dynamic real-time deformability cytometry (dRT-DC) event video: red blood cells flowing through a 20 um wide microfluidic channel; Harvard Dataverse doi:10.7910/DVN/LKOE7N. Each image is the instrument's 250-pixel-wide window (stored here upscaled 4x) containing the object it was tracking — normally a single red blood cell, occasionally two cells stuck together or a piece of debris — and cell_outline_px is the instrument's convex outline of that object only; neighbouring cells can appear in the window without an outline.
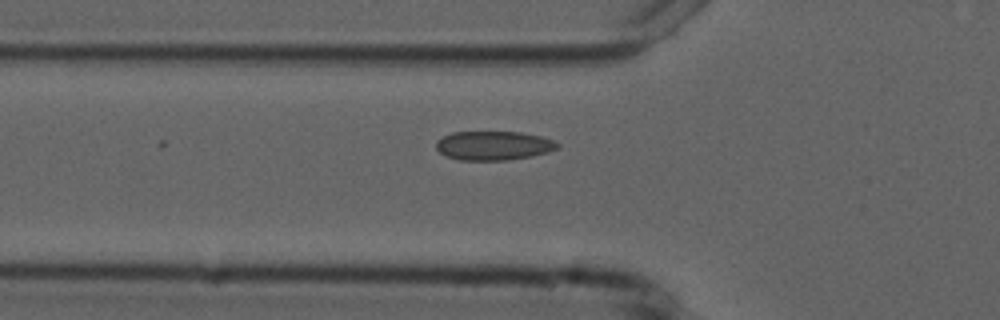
{"species": "common noctule bat (a hibernating species)", "species_latin": "Nyctalus noctula", "temperature_condition": "cold", "stored_images_in_passage": 14, "camera_frame_rate_fps": 3000, "um_per_image_px": 0.085, "animal": {"sex": "male", "forearm_length_mm": 52.5}, "frame": {"image": 1, "passage_image": 10, "time_ms": 3.0, "image_size_px": [1000, 320], "cell_outline_px": [[560, 148], [548, 152], [532, 156], [508, 160], [460, 160], [444, 156], [436, 148], [436, 140], [452, 132], [520, 132], [540, 136], [552, 140], [560, 144]], "centroid_in_image_um": [41.95, 12.38], "position_along_channel_um": 83.9, "area_um2": 20.63}}
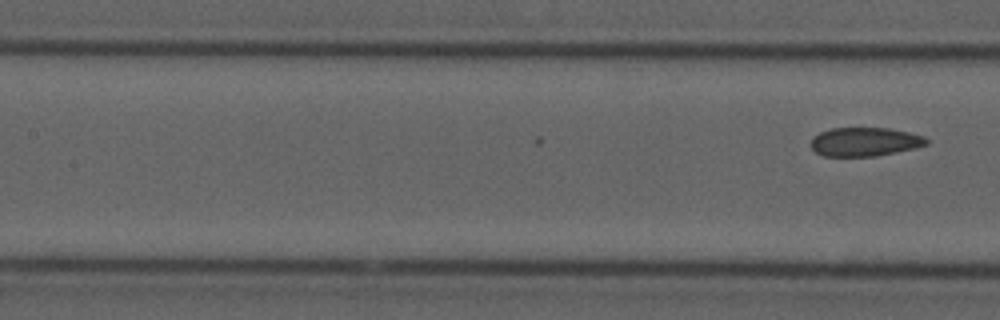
{"frame": {"image": 2, "passage_image": 14, "time_ms": 4.333, "image_size_px": [1000, 320], "cell_outline_px": [[928, 144], [912, 148], [876, 156], [824, 156], [816, 152], [812, 148], [812, 136], [820, 132], [832, 128], [888, 128], [908, 132], [924, 136], [928, 140]], "centroid_in_image_um": [73.49, 12.04], "position_along_channel_um": 133.9, "area_um2": 19.19}}